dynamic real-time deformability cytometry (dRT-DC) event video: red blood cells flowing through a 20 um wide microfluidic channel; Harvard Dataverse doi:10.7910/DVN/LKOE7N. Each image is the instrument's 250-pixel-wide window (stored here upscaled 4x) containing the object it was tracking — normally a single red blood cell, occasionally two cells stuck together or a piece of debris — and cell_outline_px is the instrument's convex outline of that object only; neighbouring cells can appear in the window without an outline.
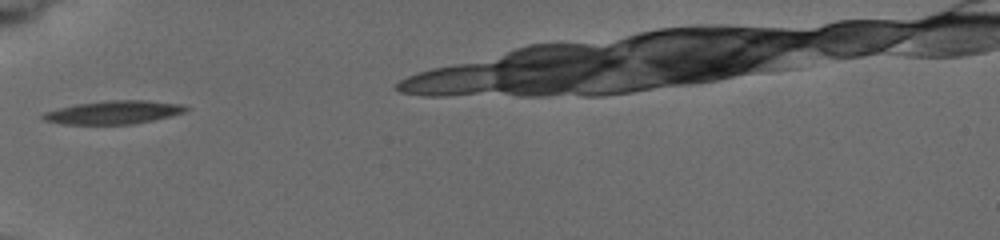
{"species": "common noctule bat (a hibernating species)", "species_latin": "Nyctalus noctula", "temperature_condition": "cold", "stored_images_in_passage": 9, "segment_of_instrument_passage": [1, 2], "camera_frame_rate_fps": 3000, "um_per_image_px": 0.085, "animal": {"sex": "female", "body_mass_g": 19.5, "forearm_length_mm": 54.1}, "frame": {"image": 1, "passage_image": 1, "time_ms": 0.0, "image_size_px": [1000, 240], "cell_outline_px": [[188, 108], [184, 112], [152, 120], [132, 124], [64, 124], [44, 120], [40, 116], [44, 112], [76, 104], [104, 100], [144, 100], [180, 104]], "centroid_in_image_um": [9.6, 9.54], "position_along_channel_um": 75.4, "area_um2": 19.13}}
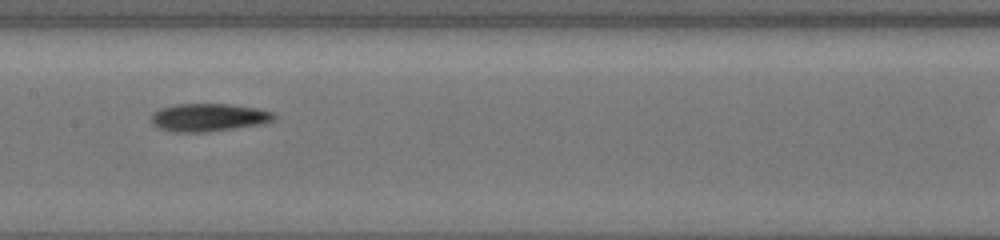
{"frame": {"image": 2, "passage_image": 4, "time_ms": 3.0, "image_size_px": [1000, 240], "cell_outline_px": [[276, 116], [272, 120], [260, 124], [208, 132], [176, 132], [160, 128], [152, 124], [148, 120], [152, 112], [160, 108], [176, 104], [228, 104], [256, 108], [272, 112]], "centroid_in_image_um": [17.65, 9.98], "position_along_channel_um": 189.7, "area_um2": 19.94}}
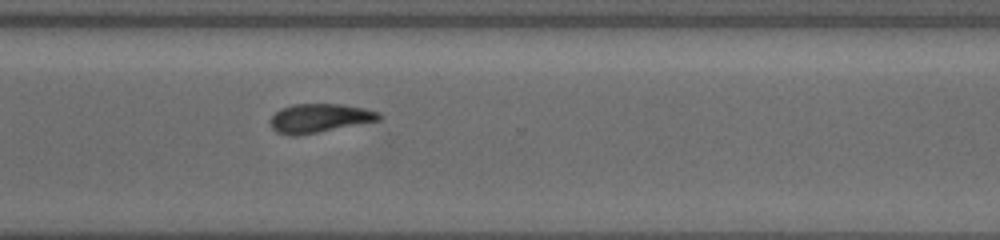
{"frame": {"image": 3, "passage_image": 8, "time_ms": 7.0, "image_size_px": [1000, 240], "cell_outline_px": [[380, 120], [296, 136], [292, 136], [276, 132], [272, 128], [272, 116], [280, 108], [292, 104], [340, 104], [364, 108], [380, 112]], "centroid_in_image_um": [27.15, 10.03], "position_along_channel_um": 343.5, "area_um2": 18.03}}